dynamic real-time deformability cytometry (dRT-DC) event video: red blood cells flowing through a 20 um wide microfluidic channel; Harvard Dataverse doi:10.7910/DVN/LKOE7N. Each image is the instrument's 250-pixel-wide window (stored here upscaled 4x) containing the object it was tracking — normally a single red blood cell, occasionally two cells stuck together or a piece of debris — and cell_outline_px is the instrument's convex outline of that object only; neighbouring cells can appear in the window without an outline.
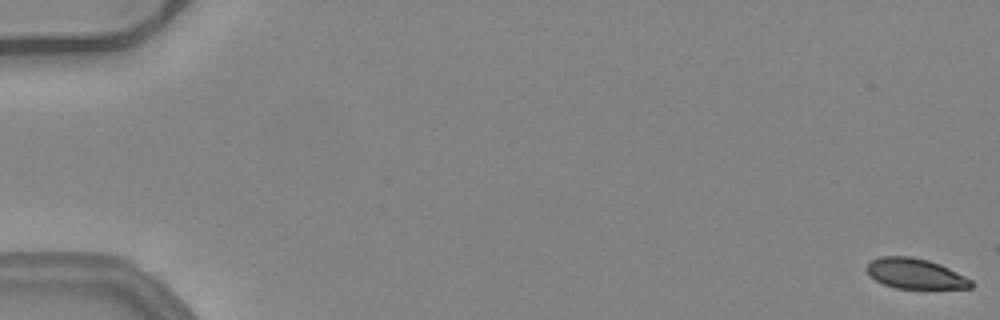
{"species": "common noctule bat (a hibernating species)", "species_latin": "Nyctalus noctula", "temperature_condition": "warm", "stored_images_in_passage": 53, "camera_frame_rate_fps": 3000, "um_per_image_px": 0.085, "animal": {"sex": "female", "body_mass_g": 24.6, "forearm_length_mm": 56.2}, "frame": {"image": 1, "passage_image": 1, "time_ms": 0.0, "image_size_px": [1000, 320], "cell_outline_px": [[976, 284], [972, 288], [924, 292], [920, 292], [896, 288], [884, 284], [868, 276], [864, 268], [872, 260], [880, 256], [912, 256], [928, 260], [940, 264], [972, 280]], "centroid_in_image_um": [77.85, 23.33], "position_along_channel_um": 7.2, "area_um2": 19.65}}
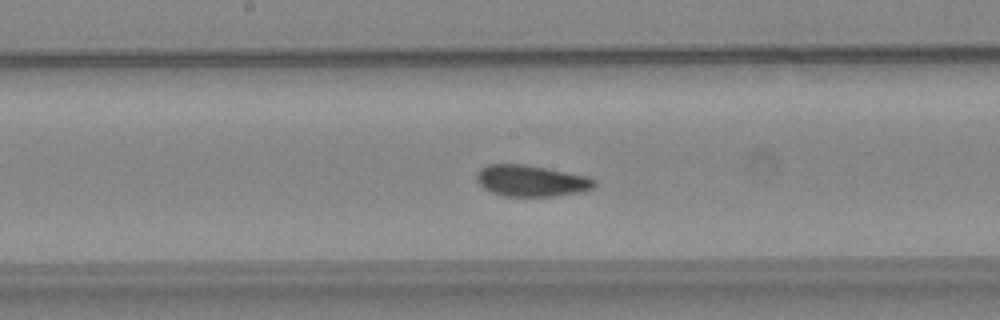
{"frame": {"image": 2, "passage_image": 29, "time_ms": 9.333, "image_size_px": [1000, 320], "cell_outline_px": [[596, 184], [592, 188], [580, 192], [552, 196], [504, 196], [492, 192], [484, 188], [476, 180], [476, 176], [480, 168], [488, 164], [524, 164], [588, 176], [596, 180]], "centroid_in_image_um": [45.14, 15.36], "position_along_channel_um": 203.1, "area_um2": 21.39}}
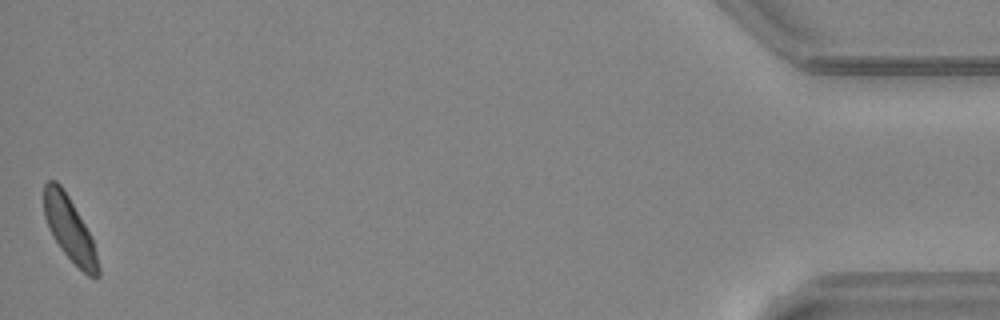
{"frame": {"image": 3, "passage_image": 53, "time_ms": 17.333, "image_size_px": [1000, 320], "cell_outline_px": [[100, 276], [88, 276], [60, 248], [48, 228], [44, 216], [44, 184], [48, 180], [56, 180], [60, 184], [68, 196], [92, 236], [100, 268]], "centroid_in_image_um": [5.91, 19.45], "position_along_channel_um": 429.3, "area_um2": 20.06}, "authors_computed_cell_mechanics": {"area_um2": 21.4438, "velocity_mm_per_s": 3.9792, "shape_relaxation_time_tau1_ms": 3.2744, "shape_relaxation_time_tau2_ms": 3.1126, "deformation_change_tau1": 0.0832, "deformation_change_tau2": 0.0774}}